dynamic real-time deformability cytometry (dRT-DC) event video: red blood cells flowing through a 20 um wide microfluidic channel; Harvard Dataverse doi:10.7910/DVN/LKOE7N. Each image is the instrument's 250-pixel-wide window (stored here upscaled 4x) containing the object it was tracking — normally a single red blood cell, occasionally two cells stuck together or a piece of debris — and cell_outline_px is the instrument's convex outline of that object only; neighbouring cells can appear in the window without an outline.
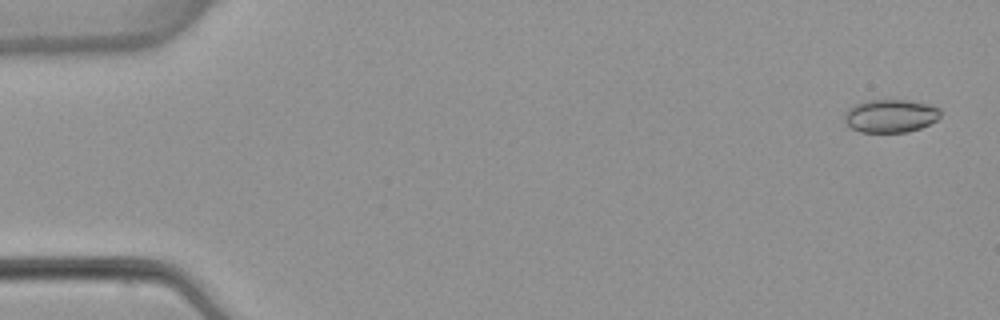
{"species": "common noctule bat (a hibernating species)", "species_latin": "Nyctalus noctula", "temperature_condition": "warm", "stored_images_in_passage": 7, "camera_frame_rate_fps": 3000, "um_per_image_px": 0.085, "animal": {"sex": "female", "body_mass_g": 22.7, "forearm_length_mm": 54.2}, "frame": {"image": 1, "passage_image": 1, "time_ms": 0.0, "image_size_px": [1000, 320], "cell_outline_px": [[940, 116], [936, 120], [920, 128], [908, 132], [860, 132], [852, 128], [844, 120], [844, 112], [852, 104], [864, 100], [908, 100], [928, 104], [940, 108]], "centroid_in_image_um": [75.66, 9.84], "position_along_channel_um": 9.3, "area_um2": 18.67}}
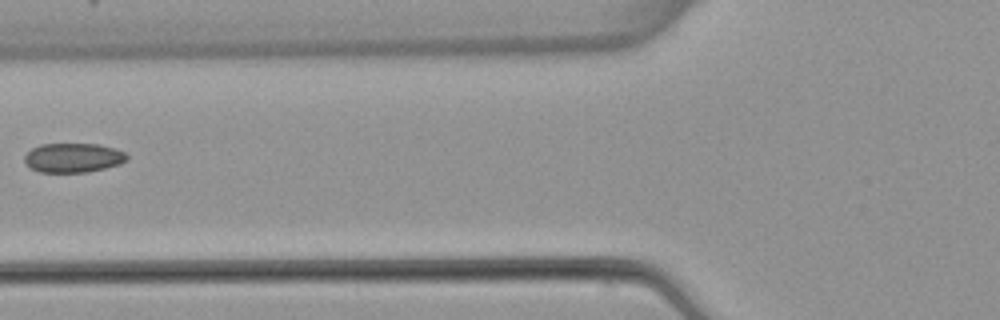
{"frame": {"image": 2, "passage_image": 6, "time_ms": 6.333, "image_size_px": [1000, 320], "cell_outline_px": [[128, 160], [120, 164], [88, 172], [40, 172], [32, 168], [24, 160], [24, 156], [32, 148], [40, 144], [100, 144], [116, 148], [124, 152], [128, 156]], "centroid_in_image_um": [6.26, 13.4], "position_along_channel_um": 119.5, "area_um2": 17.51}}
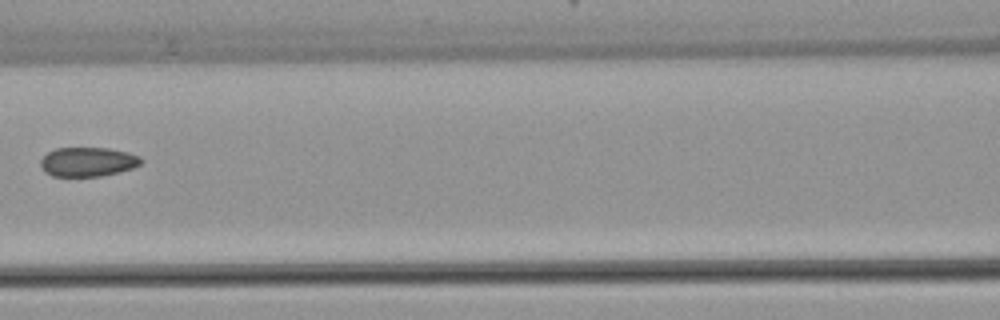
{"frame": {"image": 3, "passage_image": 7, "time_ms": 7.333, "image_size_px": [1000, 320], "cell_outline_px": [[144, 160], [140, 164], [132, 168], [120, 172], [100, 176], [52, 176], [44, 172], [40, 164], [40, 160], [48, 152], [56, 148], [108, 148], [128, 152], [140, 156]], "centroid_in_image_um": [7.47, 13.75], "position_along_channel_um": 159.1, "area_um2": 17.22}}